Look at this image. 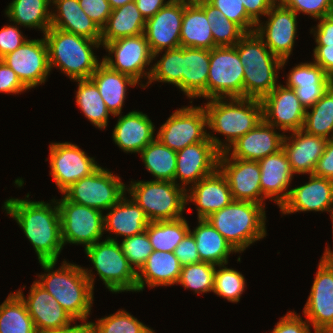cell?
I'll return each instance as SVG.
<instances>
[{
  "instance_id": "cell-21",
  "label": "cell",
  "mask_w": 333,
  "mask_h": 333,
  "mask_svg": "<svg viewBox=\"0 0 333 333\" xmlns=\"http://www.w3.org/2000/svg\"><path fill=\"white\" fill-rule=\"evenodd\" d=\"M16 293L25 302L37 333L62 330L75 322L57 300L36 281L31 285L27 298L21 289Z\"/></svg>"
},
{
  "instance_id": "cell-50",
  "label": "cell",
  "mask_w": 333,
  "mask_h": 333,
  "mask_svg": "<svg viewBox=\"0 0 333 333\" xmlns=\"http://www.w3.org/2000/svg\"><path fill=\"white\" fill-rule=\"evenodd\" d=\"M219 9L230 21L238 24L246 33L253 32L256 23L247 15L241 0H206Z\"/></svg>"
},
{
  "instance_id": "cell-55",
  "label": "cell",
  "mask_w": 333,
  "mask_h": 333,
  "mask_svg": "<svg viewBox=\"0 0 333 333\" xmlns=\"http://www.w3.org/2000/svg\"><path fill=\"white\" fill-rule=\"evenodd\" d=\"M174 255L179 259L182 267L201 262L195 238L190 231L174 249Z\"/></svg>"
},
{
  "instance_id": "cell-5",
  "label": "cell",
  "mask_w": 333,
  "mask_h": 333,
  "mask_svg": "<svg viewBox=\"0 0 333 333\" xmlns=\"http://www.w3.org/2000/svg\"><path fill=\"white\" fill-rule=\"evenodd\" d=\"M264 205L233 200L226 207L213 212L206 220L238 253L266 237Z\"/></svg>"
},
{
  "instance_id": "cell-56",
  "label": "cell",
  "mask_w": 333,
  "mask_h": 333,
  "mask_svg": "<svg viewBox=\"0 0 333 333\" xmlns=\"http://www.w3.org/2000/svg\"><path fill=\"white\" fill-rule=\"evenodd\" d=\"M28 90L17 77L15 71L0 59V93L18 94Z\"/></svg>"
},
{
  "instance_id": "cell-35",
  "label": "cell",
  "mask_w": 333,
  "mask_h": 333,
  "mask_svg": "<svg viewBox=\"0 0 333 333\" xmlns=\"http://www.w3.org/2000/svg\"><path fill=\"white\" fill-rule=\"evenodd\" d=\"M180 44L181 47L208 50L217 47L205 11L195 1H184Z\"/></svg>"
},
{
  "instance_id": "cell-13",
  "label": "cell",
  "mask_w": 333,
  "mask_h": 333,
  "mask_svg": "<svg viewBox=\"0 0 333 333\" xmlns=\"http://www.w3.org/2000/svg\"><path fill=\"white\" fill-rule=\"evenodd\" d=\"M207 115L204 106L177 109L160 126L156 138L168 148L178 152L194 143L206 141Z\"/></svg>"
},
{
  "instance_id": "cell-63",
  "label": "cell",
  "mask_w": 333,
  "mask_h": 333,
  "mask_svg": "<svg viewBox=\"0 0 333 333\" xmlns=\"http://www.w3.org/2000/svg\"><path fill=\"white\" fill-rule=\"evenodd\" d=\"M333 223V218H332ZM332 234H333V224H332ZM321 260L325 262L326 264L333 266V252L329 247H326L325 252L323 253V256L321 257Z\"/></svg>"
},
{
  "instance_id": "cell-37",
  "label": "cell",
  "mask_w": 333,
  "mask_h": 333,
  "mask_svg": "<svg viewBox=\"0 0 333 333\" xmlns=\"http://www.w3.org/2000/svg\"><path fill=\"white\" fill-rule=\"evenodd\" d=\"M190 232L195 238L201 262L224 265L228 263L230 253H237L206 219H198V226Z\"/></svg>"
},
{
  "instance_id": "cell-20",
  "label": "cell",
  "mask_w": 333,
  "mask_h": 333,
  "mask_svg": "<svg viewBox=\"0 0 333 333\" xmlns=\"http://www.w3.org/2000/svg\"><path fill=\"white\" fill-rule=\"evenodd\" d=\"M218 168L228 181L233 200L265 205L258 161L232 158L226 152H221Z\"/></svg>"
},
{
  "instance_id": "cell-9",
  "label": "cell",
  "mask_w": 333,
  "mask_h": 333,
  "mask_svg": "<svg viewBox=\"0 0 333 333\" xmlns=\"http://www.w3.org/2000/svg\"><path fill=\"white\" fill-rule=\"evenodd\" d=\"M243 69L235 46H217L211 49L207 100L244 98Z\"/></svg>"
},
{
  "instance_id": "cell-10",
  "label": "cell",
  "mask_w": 333,
  "mask_h": 333,
  "mask_svg": "<svg viewBox=\"0 0 333 333\" xmlns=\"http://www.w3.org/2000/svg\"><path fill=\"white\" fill-rule=\"evenodd\" d=\"M126 188L119 176L100 166L91 175L71 184L62 194L71 202L103 212L121 199L126 193Z\"/></svg>"
},
{
  "instance_id": "cell-8",
  "label": "cell",
  "mask_w": 333,
  "mask_h": 333,
  "mask_svg": "<svg viewBox=\"0 0 333 333\" xmlns=\"http://www.w3.org/2000/svg\"><path fill=\"white\" fill-rule=\"evenodd\" d=\"M84 250L109 291H137V271L130 265L116 238L107 237Z\"/></svg>"
},
{
  "instance_id": "cell-12",
  "label": "cell",
  "mask_w": 333,
  "mask_h": 333,
  "mask_svg": "<svg viewBox=\"0 0 333 333\" xmlns=\"http://www.w3.org/2000/svg\"><path fill=\"white\" fill-rule=\"evenodd\" d=\"M221 152H224V143L209 133L206 141L191 144L176 152L175 184L187 191V185L192 183L193 186L215 172L219 167ZM177 179L181 183H177Z\"/></svg>"
},
{
  "instance_id": "cell-14",
  "label": "cell",
  "mask_w": 333,
  "mask_h": 333,
  "mask_svg": "<svg viewBox=\"0 0 333 333\" xmlns=\"http://www.w3.org/2000/svg\"><path fill=\"white\" fill-rule=\"evenodd\" d=\"M103 47L111 57L106 55L102 62L111 70L129 75L138 83L142 76L149 80L151 70L145 71V66L150 65L154 59L144 33L107 42Z\"/></svg>"
},
{
  "instance_id": "cell-6",
  "label": "cell",
  "mask_w": 333,
  "mask_h": 333,
  "mask_svg": "<svg viewBox=\"0 0 333 333\" xmlns=\"http://www.w3.org/2000/svg\"><path fill=\"white\" fill-rule=\"evenodd\" d=\"M204 109L207 115V128L226 137L224 152L263 119L262 104L259 99L214 98L206 103Z\"/></svg>"
},
{
  "instance_id": "cell-38",
  "label": "cell",
  "mask_w": 333,
  "mask_h": 333,
  "mask_svg": "<svg viewBox=\"0 0 333 333\" xmlns=\"http://www.w3.org/2000/svg\"><path fill=\"white\" fill-rule=\"evenodd\" d=\"M51 0H12L5 14L18 26L41 29L43 34L51 27Z\"/></svg>"
},
{
  "instance_id": "cell-23",
  "label": "cell",
  "mask_w": 333,
  "mask_h": 333,
  "mask_svg": "<svg viewBox=\"0 0 333 333\" xmlns=\"http://www.w3.org/2000/svg\"><path fill=\"white\" fill-rule=\"evenodd\" d=\"M309 182L290 189L282 214L305 211L330 212L333 218V180L309 175Z\"/></svg>"
},
{
  "instance_id": "cell-49",
  "label": "cell",
  "mask_w": 333,
  "mask_h": 333,
  "mask_svg": "<svg viewBox=\"0 0 333 333\" xmlns=\"http://www.w3.org/2000/svg\"><path fill=\"white\" fill-rule=\"evenodd\" d=\"M120 246L130 265L135 267V271L141 269L153 252L146 230L134 236L123 238Z\"/></svg>"
},
{
  "instance_id": "cell-66",
  "label": "cell",
  "mask_w": 333,
  "mask_h": 333,
  "mask_svg": "<svg viewBox=\"0 0 333 333\" xmlns=\"http://www.w3.org/2000/svg\"><path fill=\"white\" fill-rule=\"evenodd\" d=\"M175 1H185V2H192L194 0H175Z\"/></svg>"
},
{
  "instance_id": "cell-47",
  "label": "cell",
  "mask_w": 333,
  "mask_h": 333,
  "mask_svg": "<svg viewBox=\"0 0 333 333\" xmlns=\"http://www.w3.org/2000/svg\"><path fill=\"white\" fill-rule=\"evenodd\" d=\"M215 270V265L206 262L183 266L178 284L198 294L213 292Z\"/></svg>"
},
{
  "instance_id": "cell-16",
  "label": "cell",
  "mask_w": 333,
  "mask_h": 333,
  "mask_svg": "<svg viewBox=\"0 0 333 333\" xmlns=\"http://www.w3.org/2000/svg\"><path fill=\"white\" fill-rule=\"evenodd\" d=\"M1 60L15 71L28 90L45 83L50 74L48 46L45 38L27 39Z\"/></svg>"
},
{
  "instance_id": "cell-43",
  "label": "cell",
  "mask_w": 333,
  "mask_h": 333,
  "mask_svg": "<svg viewBox=\"0 0 333 333\" xmlns=\"http://www.w3.org/2000/svg\"><path fill=\"white\" fill-rule=\"evenodd\" d=\"M308 109H311L309 112ZM306 109L302 130L306 133L333 138V84L324 95L311 107Z\"/></svg>"
},
{
  "instance_id": "cell-1",
  "label": "cell",
  "mask_w": 333,
  "mask_h": 333,
  "mask_svg": "<svg viewBox=\"0 0 333 333\" xmlns=\"http://www.w3.org/2000/svg\"><path fill=\"white\" fill-rule=\"evenodd\" d=\"M11 198L4 202L7 214L16 220L31 242L39 261H56L64 245L61 239V218L55 199L51 203ZM52 205V206H51Z\"/></svg>"
},
{
  "instance_id": "cell-52",
  "label": "cell",
  "mask_w": 333,
  "mask_h": 333,
  "mask_svg": "<svg viewBox=\"0 0 333 333\" xmlns=\"http://www.w3.org/2000/svg\"><path fill=\"white\" fill-rule=\"evenodd\" d=\"M80 7L102 29L112 12L108 0H78Z\"/></svg>"
},
{
  "instance_id": "cell-31",
  "label": "cell",
  "mask_w": 333,
  "mask_h": 333,
  "mask_svg": "<svg viewBox=\"0 0 333 333\" xmlns=\"http://www.w3.org/2000/svg\"><path fill=\"white\" fill-rule=\"evenodd\" d=\"M51 27L61 29L91 40H101V29L80 7L78 0H51Z\"/></svg>"
},
{
  "instance_id": "cell-29",
  "label": "cell",
  "mask_w": 333,
  "mask_h": 333,
  "mask_svg": "<svg viewBox=\"0 0 333 333\" xmlns=\"http://www.w3.org/2000/svg\"><path fill=\"white\" fill-rule=\"evenodd\" d=\"M155 126L146 114L131 111L119 116L112 133L113 141L126 153H140L156 136Z\"/></svg>"
},
{
  "instance_id": "cell-54",
  "label": "cell",
  "mask_w": 333,
  "mask_h": 333,
  "mask_svg": "<svg viewBox=\"0 0 333 333\" xmlns=\"http://www.w3.org/2000/svg\"><path fill=\"white\" fill-rule=\"evenodd\" d=\"M271 333H311L307 320L294 312H288L275 325Z\"/></svg>"
},
{
  "instance_id": "cell-27",
  "label": "cell",
  "mask_w": 333,
  "mask_h": 333,
  "mask_svg": "<svg viewBox=\"0 0 333 333\" xmlns=\"http://www.w3.org/2000/svg\"><path fill=\"white\" fill-rule=\"evenodd\" d=\"M289 72L286 87L294 89L306 109L311 108L333 84V79L314 62L300 63Z\"/></svg>"
},
{
  "instance_id": "cell-17",
  "label": "cell",
  "mask_w": 333,
  "mask_h": 333,
  "mask_svg": "<svg viewBox=\"0 0 333 333\" xmlns=\"http://www.w3.org/2000/svg\"><path fill=\"white\" fill-rule=\"evenodd\" d=\"M266 16L268 21L258 22L254 31L276 57L288 60L297 37V14L276 2Z\"/></svg>"
},
{
  "instance_id": "cell-53",
  "label": "cell",
  "mask_w": 333,
  "mask_h": 333,
  "mask_svg": "<svg viewBox=\"0 0 333 333\" xmlns=\"http://www.w3.org/2000/svg\"><path fill=\"white\" fill-rule=\"evenodd\" d=\"M14 24L3 26L0 30V59L16 50L27 40L19 27H16V23Z\"/></svg>"
},
{
  "instance_id": "cell-39",
  "label": "cell",
  "mask_w": 333,
  "mask_h": 333,
  "mask_svg": "<svg viewBox=\"0 0 333 333\" xmlns=\"http://www.w3.org/2000/svg\"><path fill=\"white\" fill-rule=\"evenodd\" d=\"M76 104L86 118L97 128L106 129L110 111L99 93L96 84L89 79H76Z\"/></svg>"
},
{
  "instance_id": "cell-25",
  "label": "cell",
  "mask_w": 333,
  "mask_h": 333,
  "mask_svg": "<svg viewBox=\"0 0 333 333\" xmlns=\"http://www.w3.org/2000/svg\"><path fill=\"white\" fill-rule=\"evenodd\" d=\"M190 201L197 206V219H206L233 201L228 181L219 168L187 189L186 203Z\"/></svg>"
},
{
  "instance_id": "cell-42",
  "label": "cell",
  "mask_w": 333,
  "mask_h": 333,
  "mask_svg": "<svg viewBox=\"0 0 333 333\" xmlns=\"http://www.w3.org/2000/svg\"><path fill=\"white\" fill-rule=\"evenodd\" d=\"M189 231V224L183 217L171 221L149 222L146 227L153 251L174 252Z\"/></svg>"
},
{
  "instance_id": "cell-7",
  "label": "cell",
  "mask_w": 333,
  "mask_h": 333,
  "mask_svg": "<svg viewBox=\"0 0 333 333\" xmlns=\"http://www.w3.org/2000/svg\"><path fill=\"white\" fill-rule=\"evenodd\" d=\"M126 188L133 200L143 209L150 222L182 218L186 191L172 181H131Z\"/></svg>"
},
{
  "instance_id": "cell-26",
  "label": "cell",
  "mask_w": 333,
  "mask_h": 333,
  "mask_svg": "<svg viewBox=\"0 0 333 333\" xmlns=\"http://www.w3.org/2000/svg\"><path fill=\"white\" fill-rule=\"evenodd\" d=\"M327 139L306 133L300 129L290 137L285 135L282 149L294 174H313L322 156Z\"/></svg>"
},
{
  "instance_id": "cell-34",
  "label": "cell",
  "mask_w": 333,
  "mask_h": 333,
  "mask_svg": "<svg viewBox=\"0 0 333 333\" xmlns=\"http://www.w3.org/2000/svg\"><path fill=\"white\" fill-rule=\"evenodd\" d=\"M90 79L96 84L108 110L114 117L122 113L127 86L134 87L140 84L129 75L111 70L103 62Z\"/></svg>"
},
{
  "instance_id": "cell-18",
  "label": "cell",
  "mask_w": 333,
  "mask_h": 333,
  "mask_svg": "<svg viewBox=\"0 0 333 333\" xmlns=\"http://www.w3.org/2000/svg\"><path fill=\"white\" fill-rule=\"evenodd\" d=\"M263 120L280 131L293 132L303 128L306 108L294 89L278 85L261 100Z\"/></svg>"
},
{
  "instance_id": "cell-2",
  "label": "cell",
  "mask_w": 333,
  "mask_h": 333,
  "mask_svg": "<svg viewBox=\"0 0 333 333\" xmlns=\"http://www.w3.org/2000/svg\"><path fill=\"white\" fill-rule=\"evenodd\" d=\"M39 263L47 273L39 275L40 279L35 281L49 292L74 320L89 323L87 318L93 304L95 282L92 269L64 261L58 270L52 271L56 261Z\"/></svg>"
},
{
  "instance_id": "cell-22",
  "label": "cell",
  "mask_w": 333,
  "mask_h": 333,
  "mask_svg": "<svg viewBox=\"0 0 333 333\" xmlns=\"http://www.w3.org/2000/svg\"><path fill=\"white\" fill-rule=\"evenodd\" d=\"M303 314L315 333L333 326V266L321 259Z\"/></svg>"
},
{
  "instance_id": "cell-11",
  "label": "cell",
  "mask_w": 333,
  "mask_h": 333,
  "mask_svg": "<svg viewBox=\"0 0 333 333\" xmlns=\"http://www.w3.org/2000/svg\"><path fill=\"white\" fill-rule=\"evenodd\" d=\"M61 218V239L63 245L83 244L86 249L104 234V214L93 207L79 205L64 197L56 200Z\"/></svg>"
},
{
  "instance_id": "cell-30",
  "label": "cell",
  "mask_w": 333,
  "mask_h": 333,
  "mask_svg": "<svg viewBox=\"0 0 333 333\" xmlns=\"http://www.w3.org/2000/svg\"><path fill=\"white\" fill-rule=\"evenodd\" d=\"M182 266L174 252L153 251L137 271V292L150 288L178 284Z\"/></svg>"
},
{
  "instance_id": "cell-45",
  "label": "cell",
  "mask_w": 333,
  "mask_h": 333,
  "mask_svg": "<svg viewBox=\"0 0 333 333\" xmlns=\"http://www.w3.org/2000/svg\"><path fill=\"white\" fill-rule=\"evenodd\" d=\"M164 51L162 58L151 66L146 85L141 83L140 86L146 88L152 82L158 81L173 84L182 91V47Z\"/></svg>"
},
{
  "instance_id": "cell-33",
  "label": "cell",
  "mask_w": 333,
  "mask_h": 333,
  "mask_svg": "<svg viewBox=\"0 0 333 333\" xmlns=\"http://www.w3.org/2000/svg\"><path fill=\"white\" fill-rule=\"evenodd\" d=\"M108 210L110 212L104 215V231L113 232L116 237L139 234L146 230L150 222L133 198H126V193Z\"/></svg>"
},
{
  "instance_id": "cell-61",
  "label": "cell",
  "mask_w": 333,
  "mask_h": 333,
  "mask_svg": "<svg viewBox=\"0 0 333 333\" xmlns=\"http://www.w3.org/2000/svg\"><path fill=\"white\" fill-rule=\"evenodd\" d=\"M141 15L146 19L154 16L170 0H134Z\"/></svg>"
},
{
  "instance_id": "cell-3",
  "label": "cell",
  "mask_w": 333,
  "mask_h": 333,
  "mask_svg": "<svg viewBox=\"0 0 333 333\" xmlns=\"http://www.w3.org/2000/svg\"><path fill=\"white\" fill-rule=\"evenodd\" d=\"M235 48L244 67V98L261 100L278 85V71L287 60L276 57L255 31L246 33Z\"/></svg>"
},
{
  "instance_id": "cell-51",
  "label": "cell",
  "mask_w": 333,
  "mask_h": 333,
  "mask_svg": "<svg viewBox=\"0 0 333 333\" xmlns=\"http://www.w3.org/2000/svg\"><path fill=\"white\" fill-rule=\"evenodd\" d=\"M280 2L297 15L304 13L317 20L333 14V0H280Z\"/></svg>"
},
{
  "instance_id": "cell-32",
  "label": "cell",
  "mask_w": 333,
  "mask_h": 333,
  "mask_svg": "<svg viewBox=\"0 0 333 333\" xmlns=\"http://www.w3.org/2000/svg\"><path fill=\"white\" fill-rule=\"evenodd\" d=\"M210 50L182 47V92L188 98L207 99Z\"/></svg>"
},
{
  "instance_id": "cell-28",
  "label": "cell",
  "mask_w": 333,
  "mask_h": 333,
  "mask_svg": "<svg viewBox=\"0 0 333 333\" xmlns=\"http://www.w3.org/2000/svg\"><path fill=\"white\" fill-rule=\"evenodd\" d=\"M261 169L260 186L263 197L274 200L281 207L287 200L290 190L286 191L294 173L283 149L258 161ZM285 191V192H284Z\"/></svg>"
},
{
  "instance_id": "cell-59",
  "label": "cell",
  "mask_w": 333,
  "mask_h": 333,
  "mask_svg": "<svg viewBox=\"0 0 333 333\" xmlns=\"http://www.w3.org/2000/svg\"><path fill=\"white\" fill-rule=\"evenodd\" d=\"M314 63L333 79V46L317 45L313 50Z\"/></svg>"
},
{
  "instance_id": "cell-36",
  "label": "cell",
  "mask_w": 333,
  "mask_h": 333,
  "mask_svg": "<svg viewBox=\"0 0 333 333\" xmlns=\"http://www.w3.org/2000/svg\"><path fill=\"white\" fill-rule=\"evenodd\" d=\"M145 22L135 1L112 10L106 25L101 29V46L120 38L143 34Z\"/></svg>"
},
{
  "instance_id": "cell-65",
  "label": "cell",
  "mask_w": 333,
  "mask_h": 333,
  "mask_svg": "<svg viewBox=\"0 0 333 333\" xmlns=\"http://www.w3.org/2000/svg\"><path fill=\"white\" fill-rule=\"evenodd\" d=\"M316 333H333V326L323 328V329L317 331Z\"/></svg>"
},
{
  "instance_id": "cell-19",
  "label": "cell",
  "mask_w": 333,
  "mask_h": 333,
  "mask_svg": "<svg viewBox=\"0 0 333 333\" xmlns=\"http://www.w3.org/2000/svg\"><path fill=\"white\" fill-rule=\"evenodd\" d=\"M184 1L170 0L154 16L146 19L144 35L155 59L163 50L181 46L180 34Z\"/></svg>"
},
{
  "instance_id": "cell-44",
  "label": "cell",
  "mask_w": 333,
  "mask_h": 333,
  "mask_svg": "<svg viewBox=\"0 0 333 333\" xmlns=\"http://www.w3.org/2000/svg\"><path fill=\"white\" fill-rule=\"evenodd\" d=\"M194 1L205 11L216 46H235L246 34L238 24L230 21L219 9L209 4L206 0Z\"/></svg>"
},
{
  "instance_id": "cell-41",
  "label": "cell",
  "mask_w": 333,
  "mask_h": 333,
  "mask_svg": "<svg viewBox=\"0 0 333 333\" xmlns=\"http://www.w3.org/2000/svg\"><path fill=\"white\" fill-rule=\"evenodd\" d=\"M0 333H37L25 302L16 292L0 305Z\"/></svg>"
},
{
  "instance_id": "cell-24",
  "label": "cell",
  "mask_w": 333,
  "mask_h": 333,
  "mask_svg": "<svg viewBox=\"0 0 333 333\" xmlns=\"http://www.w3.org/2000/svg\"><path fill=\"white\" fill-rule=\"evenodd\" d=\"M275 129L277 128L262 119L254 129L240 137L225 152L232 158L253 161L275 154L282 149L285 137L284 133H278Z\"/></svg>"
},
{
  "instance_id": "cell-67",
  "label": "cell",
  "mask_w": 333,
  "mask_h": 333,
  "mask_svg": "<svg viewBox=\"0 0 333 333\" xmlns=\"http://www.w3.org/2000/svg\"><path fill=\"white\" fill-rule=\"evenodd\" d=\"M148 333H155V332H154V330L151 329Z\"/></svg>"
},
{
  "instance_id": "cell-60",
  "label": "cell",
  "mask_w": 333,
  "mask_h": 333,
  "mask_svg": "<svg viewBox=\"0 0 333 333\" xmlns=\"http://www.w3.org/2000/svg\"><path fill=\"white\" fill-rule=\"evenodd\" d=\"M247 15L257 24L261 22L260 16H265L276 0H241Z\"/></svg>"
},
{
  "instance_id": "cell-64",
  "label": "cell",
  "mask_w": 333,
  "mask_h": 333,
  "mask_svg": "<svg viewBox=\"0 0 333 333\" xmlns=\"http://www.w3.org/2000/svg\"><path fill=\"white\" fill-rule=\"evenodd\" d=\"M134 0H108V2L110 3V6L112 8V10L119 8L129 2H132Z\"/></svg>"
},
{
  "instance_id": "cell-4",
  "label": "cell",
  "mask_w": 333,
  "mask_h": 333,
  "mask_svg": "<svg viewBox=\"0 0 333 333\" xmlns=\"http://www.w3.org/2000/svg\"><path fill=\"white\" fill-rule=\"evenodd\" d=\"M43 36L48 46L50 71L59 67L71 80L89 79L102 63L93 52L100 47L101 41L53 27Z\"/></svg>"
},
{
  "instance_id": "cell-40",
  "label": "cell",
  "mask_w": 333,
  "mask_h": 333,
  "mask_svg": "<svg viewBox=\"0 0 333 333\" xmlns=\"http://www.w3.org/2000/svg\"><path fill=\"white\" fill-rule=\"evenodd\" d=\"M145 168L159 181L175 183L177 154L155 138L141 152Z\"/></svg>"
},
{
  "instance_id": "cell-15",
  "label": "cell",
  "mask_w": 333,
  "mask_h": 333,
  "mask_svg": "<svg viewBox=\"0 0 333 333\" xmlns=\"http://www.w3.org/2000/svg\"><path fill=\"white\" fill-rule=\"evenodd\" d=\"M49 149L50 175L61 193L100 167L94 158L70 142L51 143Z\"/></svg>"
},
{
  "instance_id": "cell-62",
  "label": "cell",
  "mask_w": 333,
  "mask_h": 333,
  "mask_svg": "<svg viewBox=\"0 0 333 333\" xmlns=\"http://www.w3.org/2000/svg\"><path fill=\"white\" fill-rule=\"evenodd\" d=\"M46 333H90V326L89 323L82 322V324L71 325L70 327L62 330L50 331Z\"/></svg>"
},
{
  "instance_id": "cell-58",
  "label": "cell",
  "mask_w": 333,
  "mask_h": 333,
  "mask_svg": "<svg viewBox=\"0 0 333 333\" xmlns=\"http://www.w3.org/2000/svg\"><path fill=\"white\" fill-rule=\"evenodd\" d=\"M316 30L311 29L310 33L314 35L317 45L333 46V14L327 17L318 19Z\"/></svg>"
},
{
  "instance_id": "cell-46",
  "label": "cell",
  "mask_w": 333,
  "mask_h": 333,
  "mask_svg": "<svg viewBox=\"0 0 333 333\" xmlns=\"http://www.w3.org/2000/svg\"><path fill=\"white\" fill-rule=\"evenodd\" d=\"M90 333H148L151 328L137 320L126 310L89 322Z\"/></svg>"
},
{
  "instance_id": "cell-48",
  "label": "cell",
  "mask_w": 333,
  "mask_h": 333,
  "mask_svg": "<svg viewBox=\"0 0 333 333\" xmlns=\"http://www.w3.org/2000/svg\"><path fill=\"white\" fill-rule=\"evenodd\" d=\"M225 265H218L219 269L215 270L213 292L229 302L237 303L246 287L245 277Z\"/></svg>"
},
{
  "instance_id": "cell-57",
  "label": "cell",
  "mask_w": 333,
  "mask_h": 333,
  "mask_svg": "<svg viewBox=\"0 0 333 333\" xmlns=\"http://www.w3.org/2000/svg\"><path fill=\"white\" fill-rule=\"evenodd\" d=\"M313 175L333 180V139L327 140L324 152L316 164Z\"/></svg>"
}]
</instances>
